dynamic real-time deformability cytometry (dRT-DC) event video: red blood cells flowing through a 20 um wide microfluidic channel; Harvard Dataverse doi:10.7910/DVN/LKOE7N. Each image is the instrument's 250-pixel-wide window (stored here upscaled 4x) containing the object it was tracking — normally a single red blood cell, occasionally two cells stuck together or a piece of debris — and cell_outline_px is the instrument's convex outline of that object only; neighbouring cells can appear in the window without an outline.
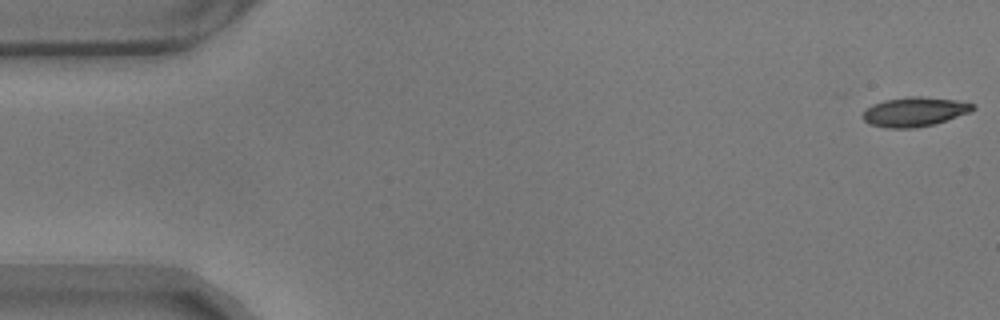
{"species": "common noctule bat (a hibernating species)", "species_latin": "Nyctalus noctula", "temperature_condition": "warm", "stored_images_in_passage": 17, "camera_frame_rate_fps": 3000, "um_per_image_px": 0.085, "animal": {"sex": "male", "body_mass_g": 17.9}, "frame": {"image": 1, "passage_image": 1, "time_ms": 0.0, "image_size_px": [1000, 320], "cell_outline_px": [[976, 108], [968, 112], [932, 124], [916, 128], [888, 128], [868, 124], [860, 116], [872, 104], [884, 100], [908, 96], [920, 96], [956, 100], [976, 104]], "centroid_in_image_um": [77.69, 9.49], "position_along_channel_um": 7.3, "area_um2": 18.73}}
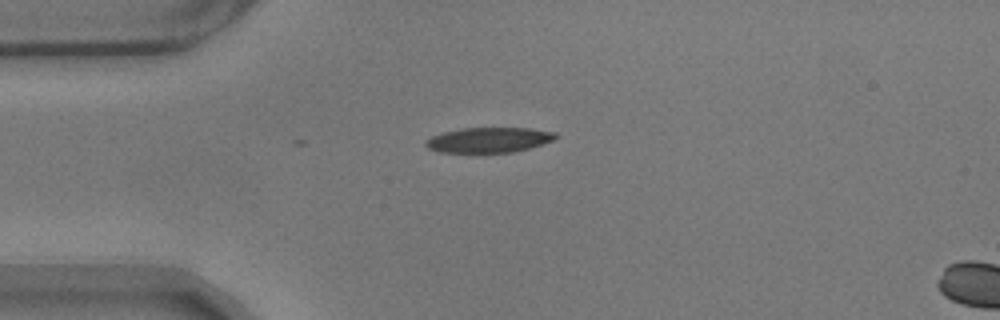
{"frame": {"image": 2, "passage_image": 14, "time_ms": 4.333, "image_size_px": [1000, 320], "cell_outline_px": [[556, 140], [528, 148], [512, 152], [440, 152], [428, 148], [424, 144], [424, 140], [432, 136], [444, 132], [464, 128], [528, 128], [556, 132]], "centroid_in_image_um": [41.55, 11.89], "position_along_channel_um": 43.5, "area_um2": 18.9}}